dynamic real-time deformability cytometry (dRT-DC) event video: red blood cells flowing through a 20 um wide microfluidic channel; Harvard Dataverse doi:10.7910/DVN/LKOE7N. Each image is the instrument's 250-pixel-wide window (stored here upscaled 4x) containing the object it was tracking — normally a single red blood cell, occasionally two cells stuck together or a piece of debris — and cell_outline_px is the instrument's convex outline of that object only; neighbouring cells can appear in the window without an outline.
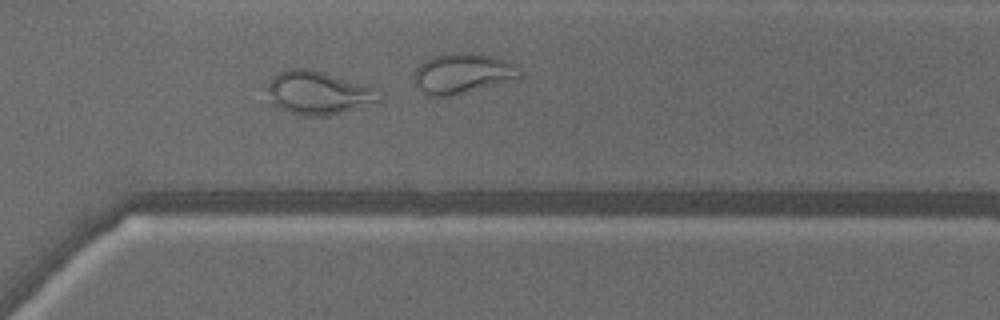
{"species": "common noctule bat (a hibernating species)", "species_latin": "Nyctalus noctula", "temperature_condition": "warm", "stored_images_in_passage": 39, "camera_frame_rate_fps": 3000, "um_per_image_px": 0.085, "animal": {"sex": "male", "body_mass_g": 18.8}, "frame": {"image": 1, "passage_image": 34, "time_ms": 11.0, "image_size_px": [1000, 320], "cell_outline_px": [[384, 100], [328, 116], [300, 116], [280, 108], [272, 104], [268, 88], [268, 80], [272, 76], [288, 68], [312, 68], [368, 84], [380, 88], [384, 92]], "centroid_in_image_um": [27.15, 7.87], "position_along_channel_um": 343.4, "area_um2": 29.07}}